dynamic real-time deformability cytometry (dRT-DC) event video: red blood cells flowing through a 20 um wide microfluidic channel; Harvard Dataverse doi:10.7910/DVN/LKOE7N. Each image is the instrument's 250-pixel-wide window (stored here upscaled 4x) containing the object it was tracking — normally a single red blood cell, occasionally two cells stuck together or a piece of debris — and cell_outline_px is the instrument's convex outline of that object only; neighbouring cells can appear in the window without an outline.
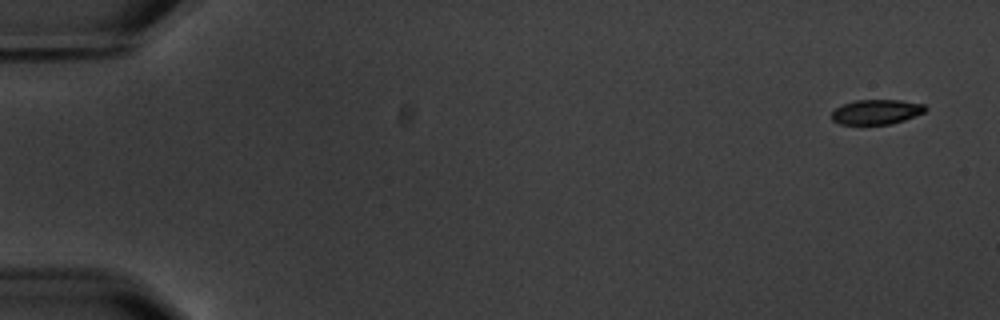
{"species": "common noctule bat (a hibernating species)", "species_latin": "Nyctalus noctula", "temperature_condition": "warm", "stored_images_in_passage": 4, "camera_frame_rate_fps": 3000, "um_per_image_px": 0.085, "animal": {"sex": "male", "body_mass_g": 20.1, "forearm_length_mm": 53.5}, "frame": {"image": 1, "passage_image": 1, "time_ms": 0.0, "image_size_px": [1000, 320], "cell_outline_px": [[928, 108], [924, 112], [904, 120], [892, 124], [840, 124], [832, 120], [832, 112], [836, 108], [844, 104], [856, 100], [900, 100], [924, 104]], "centroid_in_image_um": [74.51, 9.51], "position_along_channel_um": 10.5, "area_um2": 13.47}}